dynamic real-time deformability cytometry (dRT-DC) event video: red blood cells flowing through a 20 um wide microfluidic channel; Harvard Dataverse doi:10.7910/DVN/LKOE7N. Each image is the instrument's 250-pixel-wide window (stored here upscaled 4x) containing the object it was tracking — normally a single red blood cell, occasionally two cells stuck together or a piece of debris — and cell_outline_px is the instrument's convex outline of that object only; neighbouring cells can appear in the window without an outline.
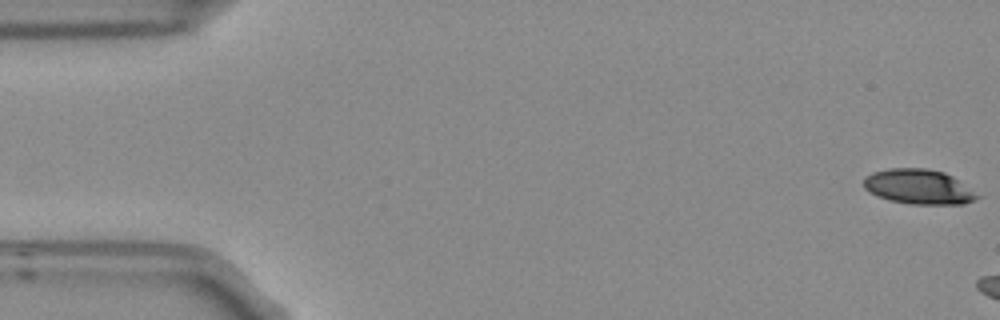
{"species": "Egyptian fruit bat (a non-hibernating species)", "species_latin": "Rousettus aegyptiacus", "temperature_condition": "room temperature", "stored_images_in_passage": 4, "camera_frame_rate_fps": 3000, "um_per_image_px": 0.085, "frame": {"image": 1, "passage_image": 1, "time_ms": 0.0, "image_size_px": [1000, 320], "cell_outline_px": [[980, 196], [976, 200], [964, 204], [912, 204], [892, 200], [868, 192], [864, 188], [864, 176], [872, 172], [888, 168], [924, 168], [944, 172], [952, 176]], "centroid_in_image_um": [78.07, 15.86], "position_along_channel_um": 6.9, "area_um2": 22.89}}